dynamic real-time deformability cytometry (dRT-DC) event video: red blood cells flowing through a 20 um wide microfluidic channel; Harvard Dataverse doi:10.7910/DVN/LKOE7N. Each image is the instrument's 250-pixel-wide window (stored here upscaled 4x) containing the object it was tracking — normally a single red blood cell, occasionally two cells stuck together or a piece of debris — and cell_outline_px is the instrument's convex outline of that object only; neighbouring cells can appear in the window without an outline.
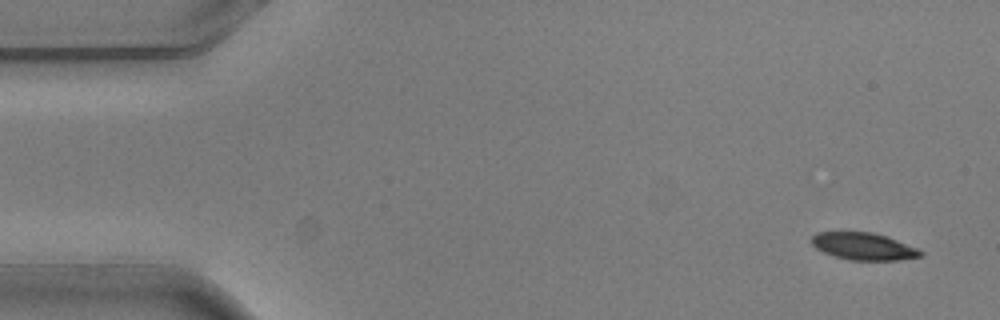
{"species": "common noctule bat (a hibernating species)", "species_latin": "Nyctalus noctula", "temperature_condition": "warm", "stored_images_in_passage": 6, "camera_frame_rate_fps": 3000, "um_per_image_px": 0.085, "animal": {"sex": "male", "body_mass_g": 20.5, "forearm_length_mm": 52.5}, "frame": {"image": 1, "passage_image": 1, "time_ms": 0.0, "image_size_px": [1000, 320], "cell_outline_px": [[924, 252], [920, 256], [900, 260], [848, 260], [824, 252], [816, 248], [808, 240], [816, 232], [872, 232], [888, 236], [916, 248]], "centroid_in_image_um": [73.37, 20.93], "position_along_channel_um": 11.6, "area_um2": 17.28}}
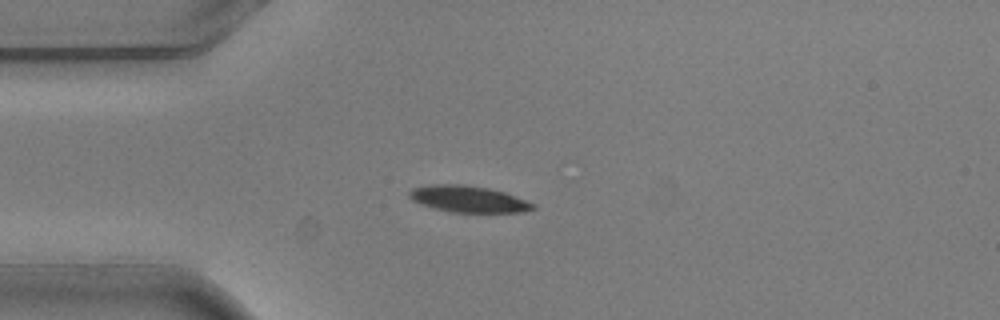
{"frame": {"image": 2, "passage_image": 3, "time_ms": 0.667, "image_size_px": [1000, 320], "cell_outline_px": [[536, 208], [524, 212], [452, 212], [420, 204], [412, 200], [408, 196], [408, 192], [412, 188], [428, 184], [464, 184], [488, 188], [504, 192], [536, 204]], "centroid_in_image_um": [39.79, 16.91], "position_along_channel_um": 45.2, "area_um2": 19.13}}
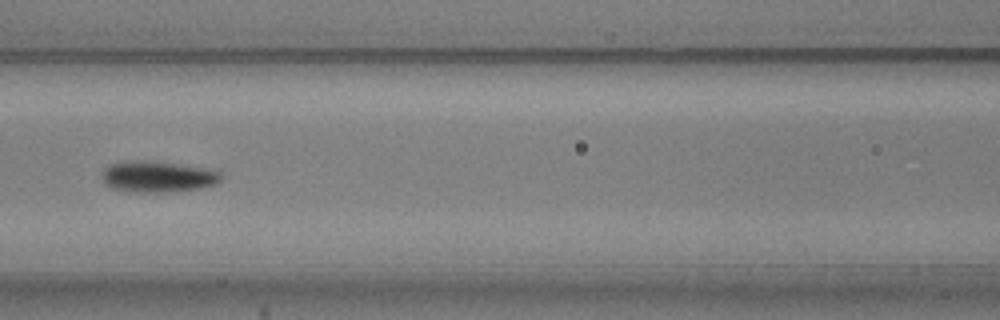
{"frame": {"image": 3, "passage_image": 6, "time_ms": 1.667, "image_size_px": [1000, 320], "cell_outline_px": [[224, 176], [216, 184], [204, 188], [168, 192], [136, 192], [112, 188], [104, 184], [104, 168], [112, 164], [136, 160], [176, 164], [200, 168], [220, 172]], "centroid_in_image_um": [13.44, 15.04], "position_along_channel_um": 153.2, "area_um2": 21.15}}